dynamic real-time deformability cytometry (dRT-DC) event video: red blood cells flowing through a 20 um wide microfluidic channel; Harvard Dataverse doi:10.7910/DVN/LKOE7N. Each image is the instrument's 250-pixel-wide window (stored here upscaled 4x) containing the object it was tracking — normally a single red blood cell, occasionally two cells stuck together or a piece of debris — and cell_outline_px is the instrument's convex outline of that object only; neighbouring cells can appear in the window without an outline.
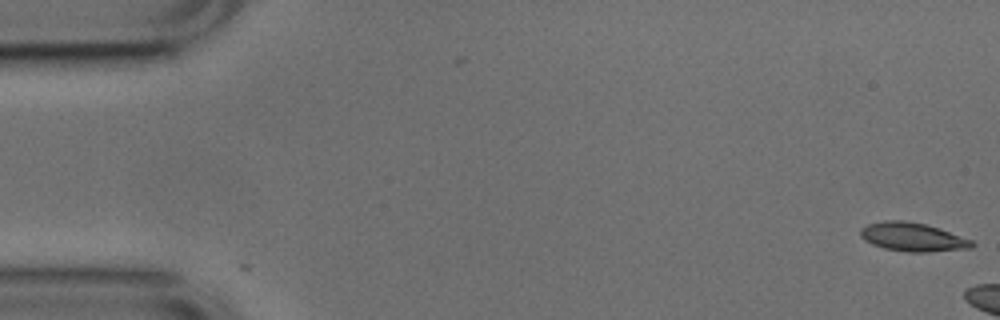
{"species": "common noctule bat (a hibernating species)", "species_latin": "Nyctalus noctula", "temperature_condition": "cold", "stored_images_in_passage": 2, "camera_frame_rate_fps": 3000, "um_per_image_px": 0.085, "animal": {"sex": "male", "body_mass_g": 17.9, "forearm_length_mm": 54.2}, "frame": {"image": 1, "passage_image": 2, "time_ms": 0.333, "image_size_px": [1000, 320], "cell_outline_px": [[976, 244], [972, 248], [928, 252], [908, 252], [884, 248], [872, 244], [864, 240], [860, 236], [860, 228], [868, 224], [884, 220], [904, 220], [924, 224], [940, 228], [972, 240]], "centroid_in_image_um": [77.58, 20.14], "position_along_channel_um": 7.4, "area_um2": 18.73}}